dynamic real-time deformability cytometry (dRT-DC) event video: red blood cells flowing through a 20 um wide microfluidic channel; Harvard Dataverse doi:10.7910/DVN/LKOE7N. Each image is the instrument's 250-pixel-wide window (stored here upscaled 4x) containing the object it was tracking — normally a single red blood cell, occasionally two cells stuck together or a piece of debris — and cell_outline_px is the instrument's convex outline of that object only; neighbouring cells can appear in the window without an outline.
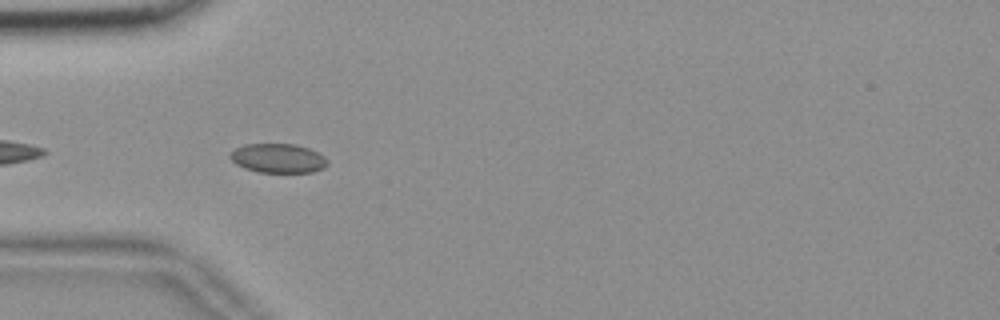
{"species": "common noctule bat (a hibernating species)", "species_latin": "Nyctalus noctula", "temperature_condition": "room temperature", "stored_images_in_passage": 7, "camera_frame_rate_fps": 3000, "um_per_image_px": 0.085, "animal": {"sex": "female", "body_mass_g": 18.4}, "frame": {"image": 1, "passage_image": 3, "time_ms": 0.667, "image_size_px": [1000, 320], "cell_outline_px": [[328, 164], [324, 168], [312, 172], [256, 172], [244, 168], [236, 164], [228, 156], [236, 148], [244, 144], [296, 144], [308, 148], [324, 156], [328, 160]], "centroid_in_image_um": [23.63, 13.45], "position_along_channel_um": 61.4, "area_um2": 16.59}}